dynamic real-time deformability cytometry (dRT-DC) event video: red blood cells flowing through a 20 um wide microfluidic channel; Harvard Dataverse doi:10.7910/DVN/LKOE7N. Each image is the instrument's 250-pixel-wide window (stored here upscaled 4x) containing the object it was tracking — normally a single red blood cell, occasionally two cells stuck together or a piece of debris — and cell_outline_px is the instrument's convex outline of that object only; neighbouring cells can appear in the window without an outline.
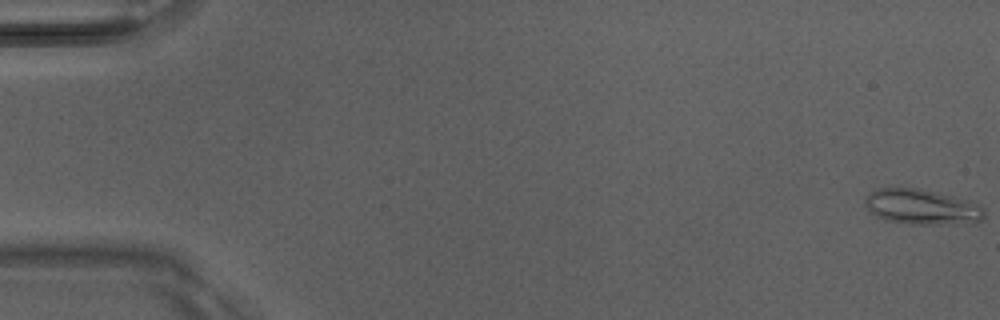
{"species": "Egyptian fruit bat (a non-hibernating species)", "species_latin": "Rousettus aegyptiacus", "temperature_condition": "room temperature", "stored_images_in_passage": 5, "camera_frame_rate_fps": 3000, "um_per_image_px": 0.085, "animal": {"sex": "male"}, "frame": {"image": 1, "passage_image": 1, "time_ms": 0.0, "image_size_px": [1000, 320], "cell_outline_px": [[984, 216], [980, 220], [948, 224], [912, 224], [888, 220], [876, 216], [864, 204], [864, 196], [876, 188], [920, 188], [968, 200], [980, 204], [984, 208]], "centroid_in_image_um": [78.32, 17.57], "position_along_channel_um": 6.7, "area_um2": 24.33}}